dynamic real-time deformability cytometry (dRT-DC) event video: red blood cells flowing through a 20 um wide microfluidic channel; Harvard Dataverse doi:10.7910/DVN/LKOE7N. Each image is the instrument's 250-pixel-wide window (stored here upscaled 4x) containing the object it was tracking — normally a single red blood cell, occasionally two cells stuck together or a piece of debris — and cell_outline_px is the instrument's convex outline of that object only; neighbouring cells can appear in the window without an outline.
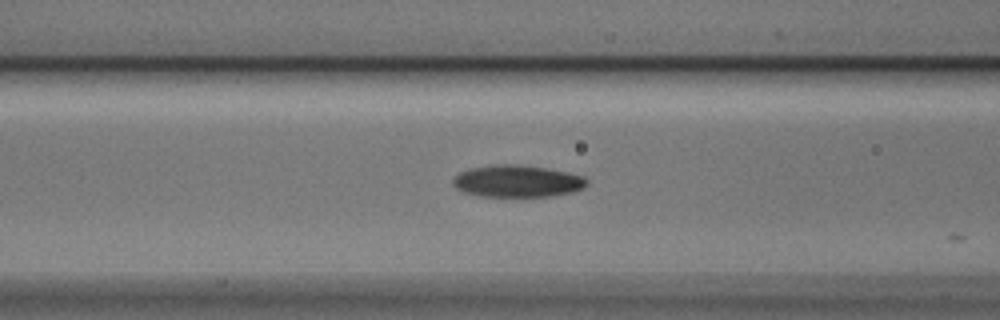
{"species": "Egyptian fruit bat (a non-hibernating species)", "species_latin": "Rousettus aegyptiacus", "temperature_condition": "cold", "stored_images_in_passage": 5, "camera_frame_rate_fps": 3000, "um_per_image_px": 0.085, "animal": {"sex": "male"}, "frame": {"image": 1, "passage_image": 4, "time_ms": 1.0, "image_size_px": [1000, 320], "cell_outline_px": [[588, 184], [584, 188], [572, 192], [552, 196], [480, 196], [464, 192], [456, 188], [452, 184], [452, 180], [460, 172], [468, 168], [492, 164], [512, 164], [544, 168], [584, 176], [588, 180]], "centroid_in_image_um": [43.95, 15.4], "position_along_channel_um": 122.7, "area_um2": 24.91}}